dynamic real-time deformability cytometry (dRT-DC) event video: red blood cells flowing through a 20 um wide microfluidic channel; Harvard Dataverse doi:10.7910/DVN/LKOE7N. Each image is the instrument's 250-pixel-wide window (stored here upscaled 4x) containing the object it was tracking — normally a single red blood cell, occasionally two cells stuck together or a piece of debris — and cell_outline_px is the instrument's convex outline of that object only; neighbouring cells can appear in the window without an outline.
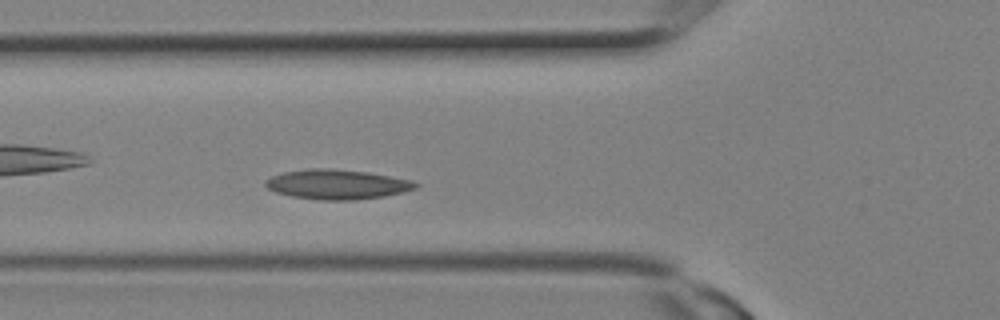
{"species": "Egyptian fruit bat (a non-hibernating species)", "species_latin": "Rousettus aegyptiacus", "temperature_condition": "room temperature", "stored_images_in_passage": 6, "camera_frame_rate_fps": 3000, "um_per_image_px": 0.085, "animal": {"sex": "female"}, "frame": {"image": 1, "passage_image": 6, "time_ms": 1.667, "image_size_px": [1000, 320], "cell_outline_px": [[420, 184], [416, 188], [384, 196], [356, 200], [324, 200], [292, 196], [276, 192], [268, 188], [264, 184], [264, 180], [272, 176], [284, 172], [308, 168], [328, 168], [368, 172], [412, 180]], "centroid_in_image_um": [28.64, 15.66], "position_along_channel_um": 97.2, "area_um2": 25.89}}